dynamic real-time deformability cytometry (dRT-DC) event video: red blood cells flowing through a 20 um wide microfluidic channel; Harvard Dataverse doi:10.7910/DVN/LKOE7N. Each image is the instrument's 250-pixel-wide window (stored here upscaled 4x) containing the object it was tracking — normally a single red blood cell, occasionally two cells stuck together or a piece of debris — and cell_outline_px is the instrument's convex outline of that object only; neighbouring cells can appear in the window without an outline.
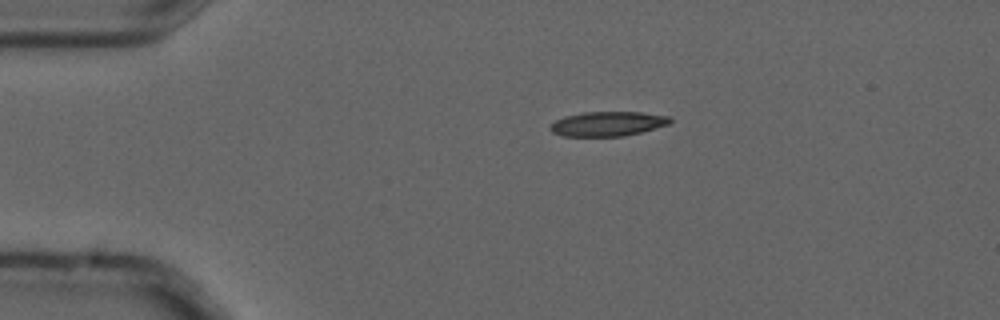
{"species": "common noctule bat (a hibernating species)", "species_latin": "Nyctalus noctula", "temperature_condition": "cold", "stored_images_in_passage": 12, "camera_frame_rate_fps": 3000, "um_per_image_px": 0.085, "animal": {"sex": "male", "forearm_length_mm": 52.5}, "frame": {"image": 1, "passage_image": 1, "time_ms": 0.0, "image_size_px": [1000, 320], "cell_outline_px": [[672, 124], [624, 136], [564, 136], [552, 132], [548, 128], [556, 120], [564, 116], [584, 112], [640, 112], [672, 116]], "centroid_in_image_um": [51.7, 10.52], "position_along_channel_um": 33.3, "area_um2": 17.28}}
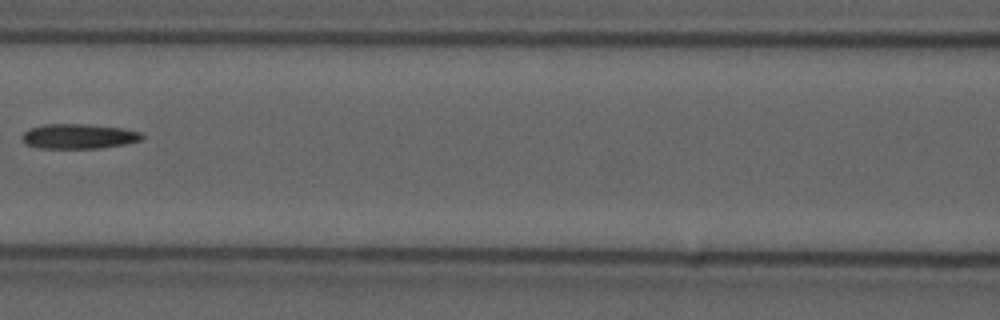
{"frame": {"image": 2, "passage_image": 4, "time_ms": 1.0, "image_size_px": [1000, 320], "cell_outline_px": [[144, 136], [140, 140], [128, 144], [100, 148], [40, 148], [24, 144], [20, 136], [28, 128], [44, 124], [88, 124], [124, 128], [140, 132]], "centroid_in_image_um": [6.66, 11.58], "position_along_channel_um": 159.9, "area_um2": 17.63}}
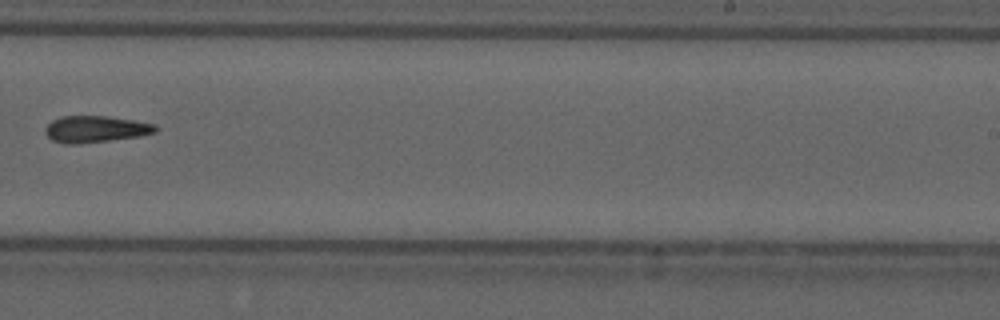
{"frame": {"image": 3, "passage_image": 7, "time_ms": 2.0, "image_size_px": [1000, 320], "cell_outline_px": [[160, 128], [156, 132], [140, 136], [80, 144], [64, 144], [52, 140], [44, 132], [44, 128], [52, 120], [60, 116], [108, 116], [136, 120], [156, 124]], "centroid_in_image_um": [8.14, 10.97], "position_along_channel_um": 280.9, "area_um2": 17.4}}